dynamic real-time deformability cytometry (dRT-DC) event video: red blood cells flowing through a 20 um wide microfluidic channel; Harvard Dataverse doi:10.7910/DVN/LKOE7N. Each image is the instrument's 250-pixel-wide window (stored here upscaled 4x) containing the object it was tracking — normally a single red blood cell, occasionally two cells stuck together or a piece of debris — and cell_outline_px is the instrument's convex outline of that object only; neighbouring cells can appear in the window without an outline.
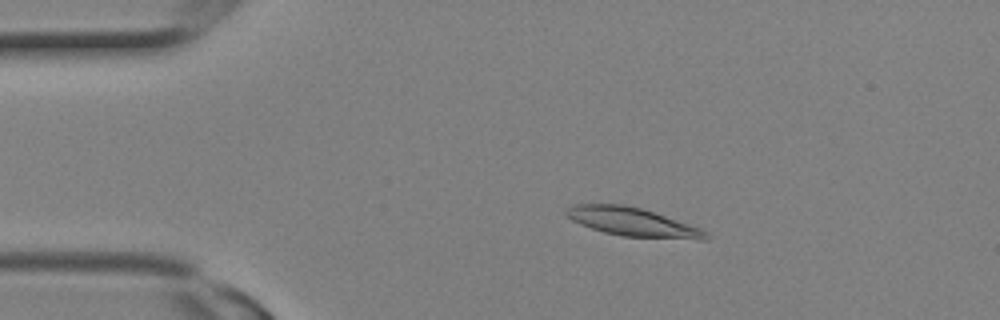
{"species": "Egyptian fruit bat (a non-hibernating species)", "species_latin": "Rousettus aegyptiacus", "temperature_condition": "room temperature", "stored_images_in_passage": 11, "camera_frame_rate_fps": 3000, "um_per_image_px": 0.085, "animal": {"sex": "female"}, "frame": {"image": 1, "passage_image": 5, "time_ms": 1.333, "image_size_px": [1000, 320], "cell_outline_px": [[712, 236], [708, 240], [700, 240], [624, 236], [604, 232], [580, 224], [572, 220], [564, 212], [568, 208], [576, 204], [624, 204], [640, 208], [700, 228]], "centroid_in_image_um": [53.8, 18.88], "position_along_channel_um": 31.2, "area_um2": 22.95}}
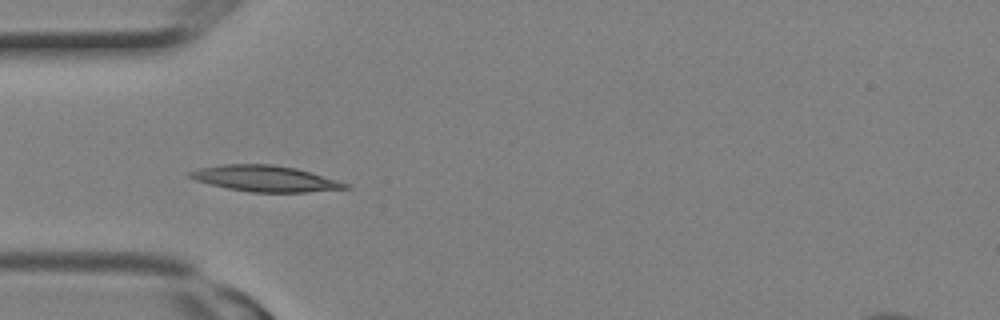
{"frame": {"image": 2, "passage_image": 8, "time_ms": 2.333, "image_size_px": [1000, 320], "cell_outline_px": [[352, 188], [308, 192], [252, 192], [228, 188], [196, 180], [188, 176], [188, 172], [200, 168], [220, 164], [272, 164], [296, 168], [336, 180], [348, 184]], "centroid_in_image_um": [22.54, 15.17], "position_along_channel_um": 62.5, "area_um2": 23.29}}
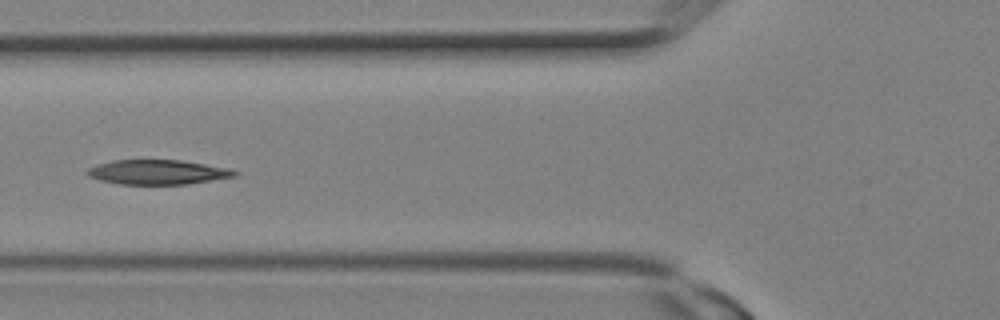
{"frame": {"image": 3, "passage_image": 10, "time_ms": 3.0, "image_size_px": [1000, 320], "cell_outline_px": [[240, 172], [236, 176], [188, 184], [120, 184], [100, 180], [88, 176], [84, 172], [88, 168], [96, 164], [112, 160], [180, 160], [232, 168]], "centroid_in_image_um": [13.41, 14.62], "position_along_channel_um": 112.4, "area_um2": 21.33}}